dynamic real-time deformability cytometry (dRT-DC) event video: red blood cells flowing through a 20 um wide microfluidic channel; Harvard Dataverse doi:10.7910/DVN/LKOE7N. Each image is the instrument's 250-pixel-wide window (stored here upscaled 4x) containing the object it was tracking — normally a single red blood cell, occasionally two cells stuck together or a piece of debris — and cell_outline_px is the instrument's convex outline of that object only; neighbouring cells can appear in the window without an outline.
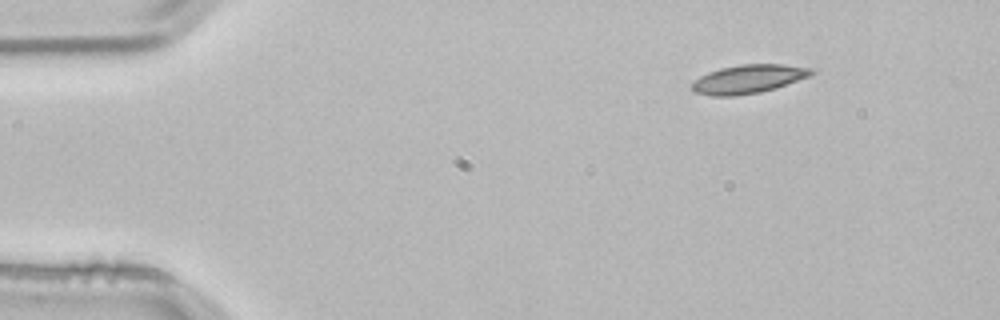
{"species": "common noctule bat (a hibernating species)", "species_latin": "Nyctalus noctula", "temperature_condition": "room temperature", "stored_images_in_passage": 2, "camera_frame_rate_fps": 3000, "um_per_image_px": 0.085, "animal": {"sex": "male", "body_mass_g": 21.5, "forearm_length_mm": 52.0}, "frame": {"image": 1, "passage_image": 1, "time_ms": 0.0, "image_size_px": [1000, 320], "cell_outline_px": [[816, 72], [808, 76], [776, 88], [760, 92], [732, 96], [712, 96], [696, 92], [692, 88], [692, 80], [708, 72], [720, 68], [740, 64], [784, 64], [816, 68]], "centroid_in_image_um": [63.63, 6.7], "position_along_channel_um": 21.4, "area_um2": 20.0}}